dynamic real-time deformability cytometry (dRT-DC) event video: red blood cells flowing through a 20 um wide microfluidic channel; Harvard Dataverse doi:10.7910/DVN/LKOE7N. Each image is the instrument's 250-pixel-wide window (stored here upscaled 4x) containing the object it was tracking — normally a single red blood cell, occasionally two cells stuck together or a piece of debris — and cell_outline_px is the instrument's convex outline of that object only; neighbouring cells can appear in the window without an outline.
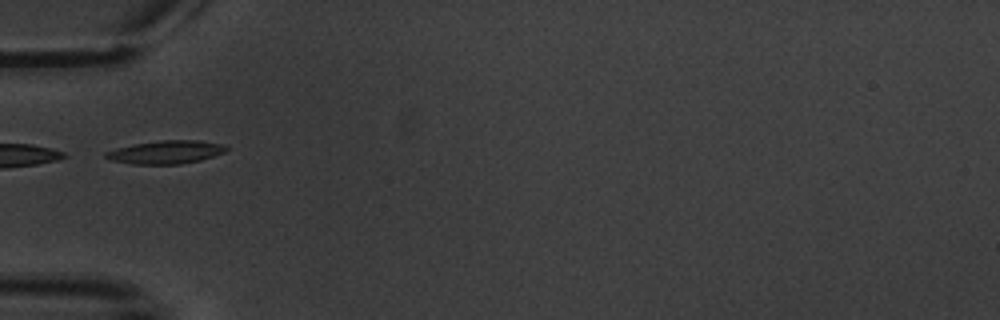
{"species": "common noctule bat (a hibernating species)", "species_latin": "Nyctalus noctula", "temperature_condition": "warm", "stored_images_in_passage": 6, "camera_frame_rate_fps": 3000, "um_per_image_px": 0.085, "animal": {"sex": "male", "body_mass_g": 20.1, "forearm_length_mm": 53.5}, "frame": {"image": 1, "passage_image": 6, "time_ms": 6.0, "image_size_px": [1000, 320], "cell_outline_px": [[228, 148], [224, 152], [200, 160], [180, 164], [132, 164], [112, 160], [104, 156], [104, 152], [116, 148], [136, 144], [160, 140], [200, 140], [224, 144]], "centroid_in_image_um": [14.11, 12.92], "position_along_channel_um": 70.9, "area_um2": 16.18}}